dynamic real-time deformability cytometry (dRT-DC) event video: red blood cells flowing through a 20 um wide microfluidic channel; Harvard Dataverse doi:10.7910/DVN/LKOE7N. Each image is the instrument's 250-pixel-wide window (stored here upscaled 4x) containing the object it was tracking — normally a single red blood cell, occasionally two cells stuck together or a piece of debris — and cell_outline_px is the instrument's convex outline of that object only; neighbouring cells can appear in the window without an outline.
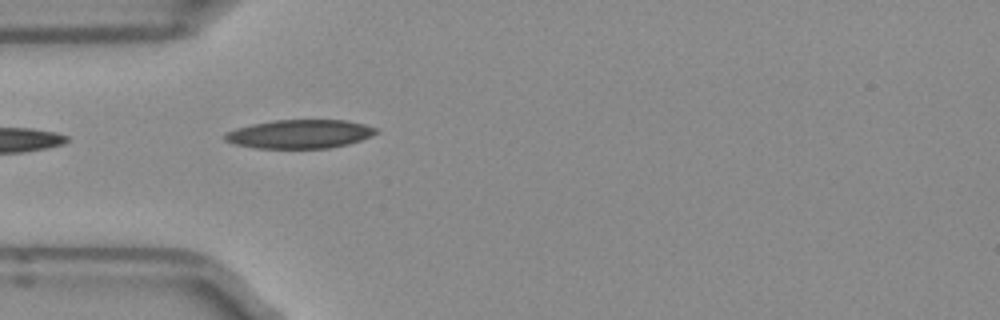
{"species": "Egyptian fruit bat (a non-hibernating species)", "species_latin": "Rousettus aegyptiacus", "temperature_condition": "room temperature", "stored_images_in_passage": 22, "camera_frame_rate_fps": 3000, "um_per_image_px": 0.085, "frame": {"image": 1, "passage_image": 1, "time_ms": 0.0, "image_size_px": [1000, 320], "cell_outline_px": [[380, 132], [372, 136], [348, 144], [328, 148], [256, 148], [236, 144], [224, 140], [224, 132], [252, 124], [276, 120], [348, 120], [380, 128]], "centroid_in_image_um": [25.54, 11.38], "position_along_channel_um": 59.5, "area_um2": 25.37}}
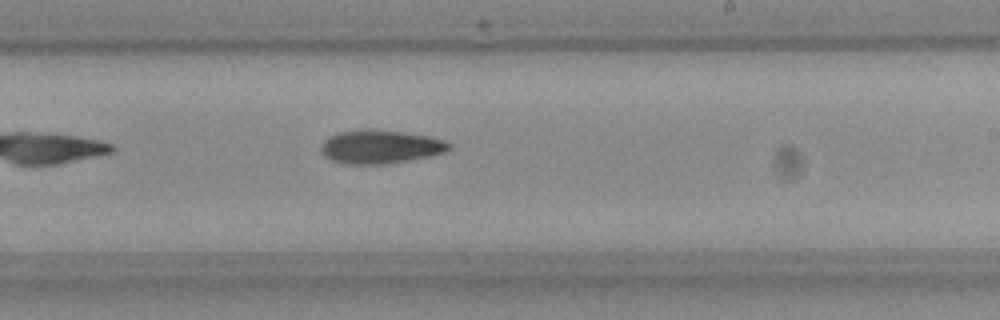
{"frame": {"image": 2, "passage_image": 16, "time_ms": 5.0, "image_size_px": [1000, 320], "cell_outline_px": [[452, 148], [444, 152], [428, 156], [408, 160], [384, 164], [348, 164], [332, 160], [320, 148], [324, 140], [328, 136], [340, 132], [404, 132], [428, 136], [444, 140], [452, 144]], "centroid_in_image_um": [32.39, 12.51], "position_along_channel_um": 256.6, "area_um2": 23.93}}